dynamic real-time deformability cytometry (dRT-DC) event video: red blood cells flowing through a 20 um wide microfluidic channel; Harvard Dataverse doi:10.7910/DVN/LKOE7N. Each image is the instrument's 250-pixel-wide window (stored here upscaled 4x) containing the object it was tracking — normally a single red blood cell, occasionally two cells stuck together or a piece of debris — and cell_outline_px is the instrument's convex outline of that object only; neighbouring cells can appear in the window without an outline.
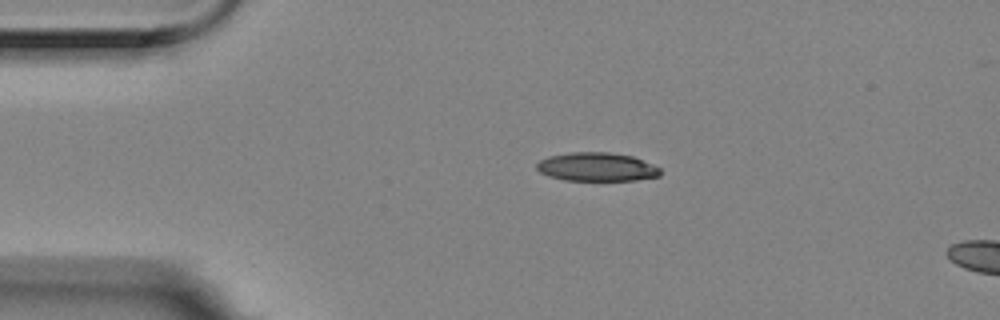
{"species": "Egyptian fruit bat (a non-hibernating species)", "species_latin": "Rousettus aegyptiacus", "temperature_condition": "room temperature", "stored_images_in_passage": 3, "segment_of_instrument_passage": [1, 2], "camera_frame_rate_fps": 3000, "um_per_image_px": 0.085, "animal": {"sex": "female"}, "frame": {"image": 1, "passage_image": 1, "time_ms": 0.0, "image_size_px": [1000, 320], "cell_outline_px": [[660, 176], [636, 180], [564, 180], [548, 176], [540, 172], [536, 168], [536, 164], [540, 160], [548, 156], [572, 152], [608, 152], [632, 156], [652, 164], [660, 168]], "centroid_in_image_um": [50.71, 14.19], "position_along_channel_um": 34.3, "area_um2": 20.58}}